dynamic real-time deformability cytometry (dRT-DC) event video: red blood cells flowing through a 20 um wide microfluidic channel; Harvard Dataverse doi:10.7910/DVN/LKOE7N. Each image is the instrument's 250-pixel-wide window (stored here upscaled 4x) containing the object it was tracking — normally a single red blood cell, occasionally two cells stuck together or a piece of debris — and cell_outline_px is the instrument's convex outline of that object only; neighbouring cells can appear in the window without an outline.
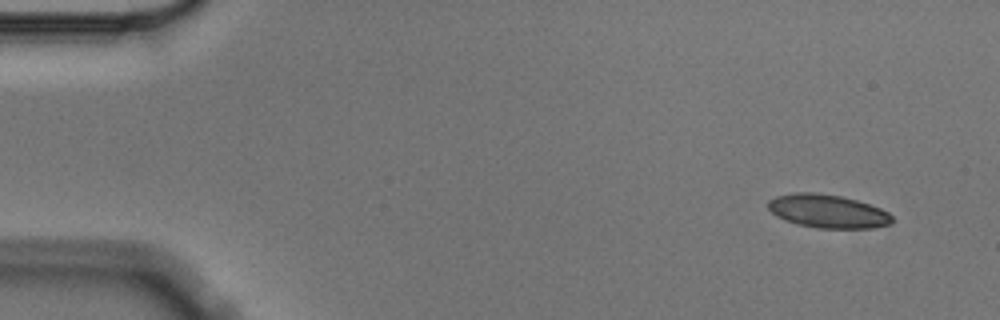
{"species": "Egyptian fruit bat (a non-hibernating species)", "species_latin": "Rousettus aegyptiacus", "temperature_condition": "cold", "stored_images_in_passage": 5, "camera_frame_rate_fps": 3000, "um_per_image_px": 0.085, "animal": {"sex": "male"}, "frame": {"image": 1, "passage_image": 1, "time_ms": 0.0, "image_size_px": [1000, 320], "cell_outline_px": [[892, 220], [888, 224], [872, 228], [820, 228], [796, 224], [784, 220], [776, 216], [768, 208], [768, 200], [776, 196], [796, 192], [812, 192], [840, 196], [856, 200], [880, 208], [888, 212], [892, 216]], "centroid_in_image_um": [70.32, 17.95], "position_along_channel_um": 14.7, "area_um2": 23.99}}
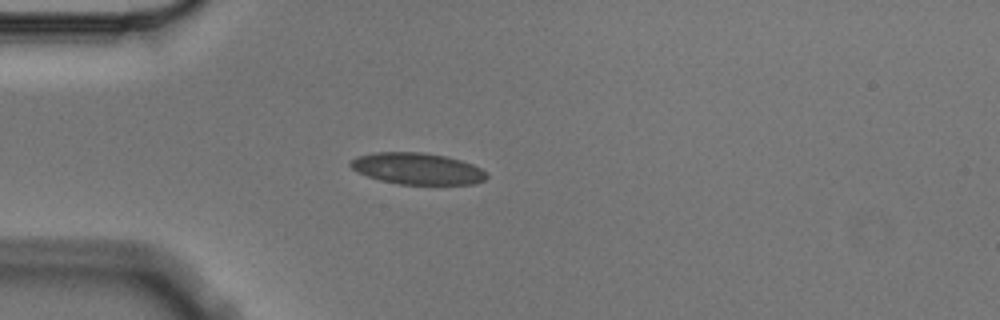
{"frame": {"image": 2, "passage_image": 4, "time_ms": 1.0, "image_size_px": [1000, 320], "cell_outline_px": [[488, 176], [484, 180], [472, 184], [400, 184], [380, 180], [356, 172], [348, 164], [356, 156], [376, 152], [420, 152], [444, 156], [460, 160], [472, 164], [488, 172]], "centroid_in_image_um": [35.46, 14.33], "position_along_channel_um": 49.5, "area_um2": 24.91}}